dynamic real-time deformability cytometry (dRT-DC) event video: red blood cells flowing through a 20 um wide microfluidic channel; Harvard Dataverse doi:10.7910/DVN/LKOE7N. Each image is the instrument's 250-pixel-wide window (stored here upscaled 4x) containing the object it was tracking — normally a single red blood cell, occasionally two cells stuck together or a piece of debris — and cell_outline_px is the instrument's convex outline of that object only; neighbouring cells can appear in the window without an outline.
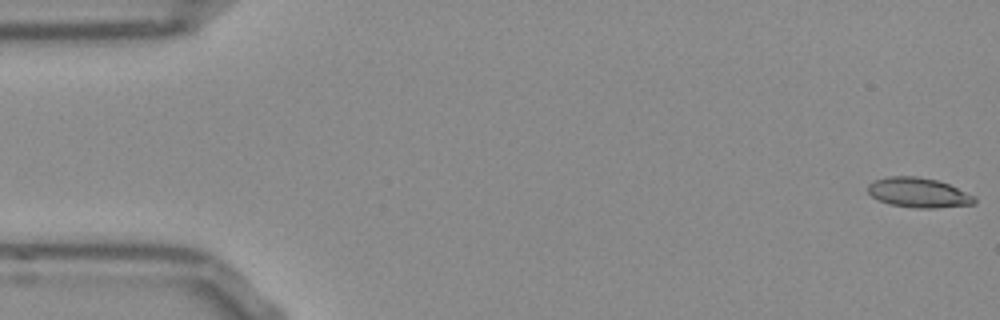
{"species": "Egyptian fruit bat (a non-hibernating species)", "species_latin": "Rousettus aegyptiacus", "temperature_condition": "room temperature", "stored_images_in_passage": 9, "camera_frame_rate_fps": 3000, "um_per_image_px": 0.085, "frame": {"image": 1, "passage_image": 1, "time_ms": 0.0, "image_size_px": [1000, 320], "cell_outline_px": [[976, 204], [932, 208], [920, 208], [892, 204], [880, 200], [872, 196], [868, 192], [868, 184], [872, 180], [888, 176], [916, 176], [936, 180], [948, 184], [976, 196]], "centroid_in_image_um": [78.08, 16.36], "position_along_channel_um": 6.9, "area_um2": 18.38}}